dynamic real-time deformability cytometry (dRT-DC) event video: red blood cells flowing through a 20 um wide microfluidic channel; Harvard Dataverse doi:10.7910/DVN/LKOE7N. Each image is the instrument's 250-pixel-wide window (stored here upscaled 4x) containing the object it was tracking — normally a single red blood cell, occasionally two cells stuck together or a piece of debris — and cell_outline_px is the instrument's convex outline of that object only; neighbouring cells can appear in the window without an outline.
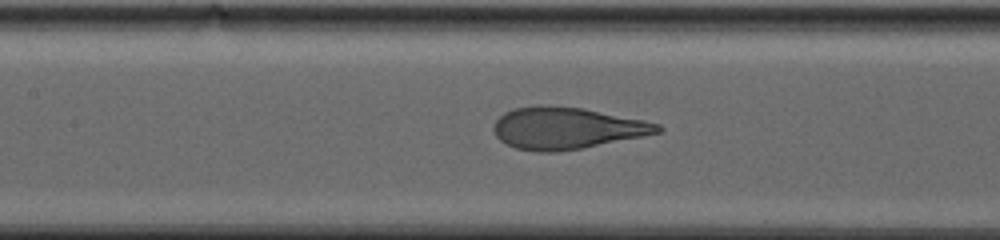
{"species": "human", "species_latin": "Homo sapiens", "temperature_condition": "warm", "stored_images_in_passage": 86, "camera_frame_rate_fps": 3000, "um_per_image_px": 0.085, "donor": {"sex": "male"}, "frame": {"image": 1, "passage_image": 42, "time_ms": 13.667, "image_size_px": [1000, 240], "cell_outline_px": [[664, 128], [660, 132], [580, 148], [556, 152], [536, 152], [516, 148], [500, 140], [496, 136], [492, 128], [496, 120], [504, 112], [512, 108], [536, 104], [540, 104], [584, 108], [644, 120], [660, 124]], "centroid_in_image_um": [48.11, 10.87], "position_along_channel_um": 159.3, "area_um2": 39.88}}
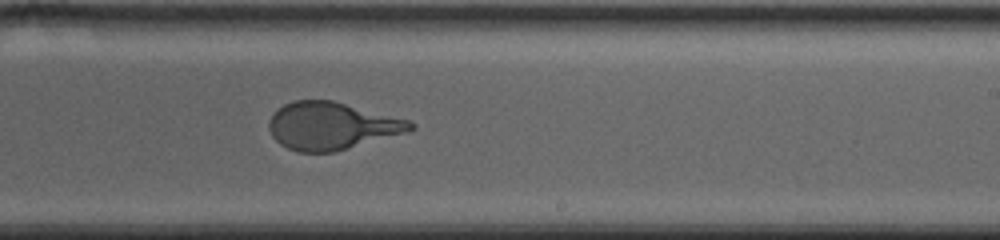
{"frame": {"image": 2, "passage_image": 55, "time_ms": 18.0, "image_size_px": [1000, 240], "cell_outline_px": [[416, 128], [404, 132], [332, 152], [300, 152], [288, 148], [280, 144], [272, 136], [268, 128], [268, 120], [276, 108], [292, 100], [332, 100], [412, 120], [416, 124]], "centroid_in_image_um": [28.15, 10.67], "position_along_channel_um": 260.8, "area_um2": 39.02}}
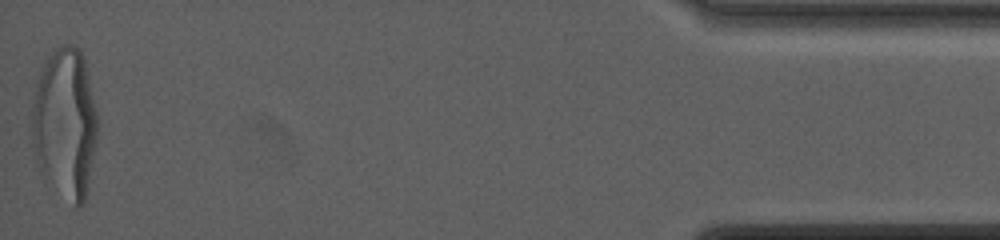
{"frame": {"image": 3, "passage_image": 86, "time_ms": 28.333, "image_size_px": [1000, 240], "cell_outline_px": [[96, 140], [84, 200], [76, 208], [40, 172], [36, 160], [32, 144], [32, 104], [36, 88], [44, 64], [52, 48], [64, 44], [72, 44], [80, 52], [84, 60], [96, 108]], "centroid_in_image_um": [5.5, 10.44], "position_along_channel_um": 429.7, "area_um2": 56.53}, "authors_computed_cell_mechanics": {"area_um2": 42.3096, "velocity_mm_per_s": 2.3512, "shape_relaxation_time_tau1_ms": 6.911, "shape_relaxation_time_tau2_ms": null, "deformation_change_tau1": 0.2593, "deformation_change_tau2": null}}